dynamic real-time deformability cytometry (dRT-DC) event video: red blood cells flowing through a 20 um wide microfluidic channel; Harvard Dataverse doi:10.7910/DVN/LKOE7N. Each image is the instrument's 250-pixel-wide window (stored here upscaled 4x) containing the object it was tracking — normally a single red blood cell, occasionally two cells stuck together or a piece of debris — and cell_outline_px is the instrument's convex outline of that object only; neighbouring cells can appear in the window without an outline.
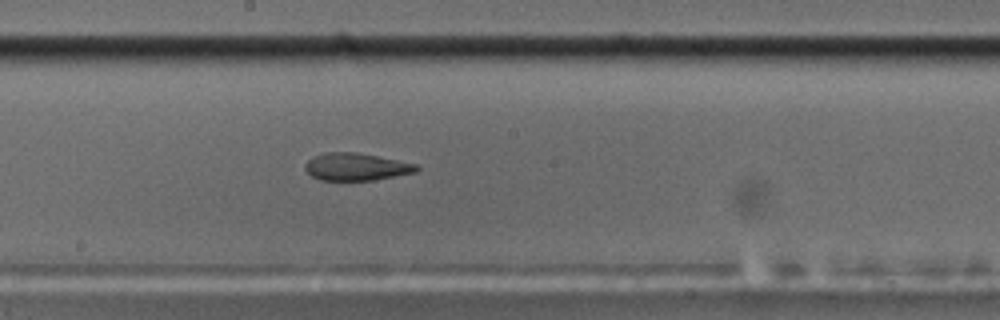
{"species": "common noctule bat (a hibernating species)", "species_latin": "Nyctalus noctula", "temperature_condition": "cold", "stored_images_in_passage": 55, "camera_frame_rate_fps": 3000, "um_per_image_px": 0.085, "animal": {"sex": "male", "body_mass_g": 17.5, "forearm_length_mm": 52.3}, "frame": {"image": 1, "passage_image": 30, "time_ms": 9.667, "image_size_px": [1000, 320], "cell_outline_px": [[420, 168], [416, 172], [372, 180], [320, 180], [312, 176], [304, 168], [304, 164], [312, 156], [324, 152], [356, 152], [416, 164]], "centroid_in_image_um": [30.23, 14.17], "position_along_channel_um": 218.0, "area_um2": 17.69}}
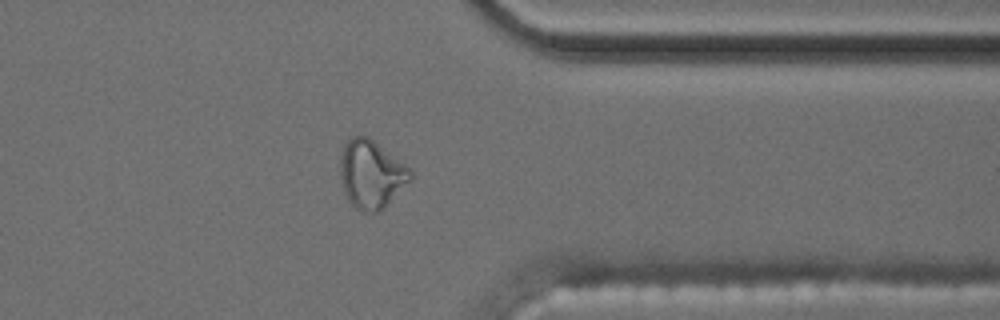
{"frame": {"image": 2, "passage_image": 44, "time_ms": 14.333, "image_size_px": [1000, 320], "cell_outline_px": [[412, 180], [376, 212], [372, 212], [356, 208], [352, 204], [344, 192], [340, 176], [340, 160], [344, 144], [352, 136], [368, 136], [404, 164], [412, 172]], "centroid_in_image_um": [31.53, 14.77], "position_along_channel_um": 379.9, "area_um2": 27.17}}
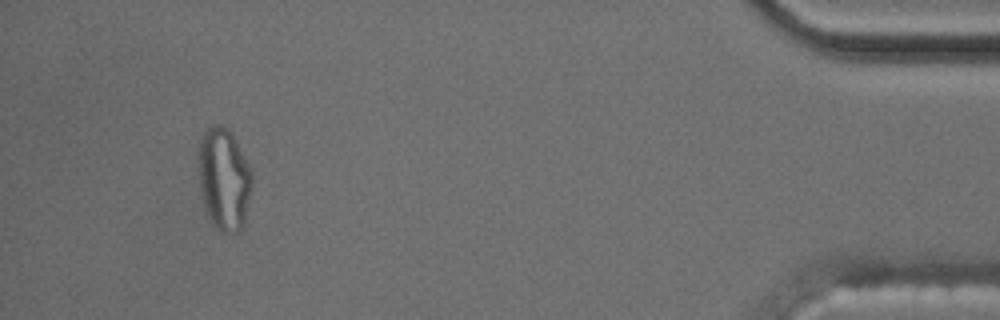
{"frame": {"image": 3, "passage_image": 52, "time_ms": 17.0, "image_size_px": [1000, 320], "cell_outline_px": [[252, 184], [244, 220], [240, 232], [232, 236], [216, 228], [212, 224], [208, 216], [204, 204], [200, 188], [200, 136], [208, 128], [216, 124], [220, 124], [228, 128], [232, 132], [252, 172]], "centroid_in_image_um": [19.06, 15.24], "position_along_channel_um": 416.1, "area_um2": 31.67}, "authors_computed_cell_mechanics": {"area_um2": 18.6694, "velocity_mm_per_s": 3.6033, "shape_relaxation_time_tau1_ms": null, "shape_relaxation_time_tau2_ms": 3.2285, "deformation_change_tau1": null, "deformation_change_tau2": 0.119}}